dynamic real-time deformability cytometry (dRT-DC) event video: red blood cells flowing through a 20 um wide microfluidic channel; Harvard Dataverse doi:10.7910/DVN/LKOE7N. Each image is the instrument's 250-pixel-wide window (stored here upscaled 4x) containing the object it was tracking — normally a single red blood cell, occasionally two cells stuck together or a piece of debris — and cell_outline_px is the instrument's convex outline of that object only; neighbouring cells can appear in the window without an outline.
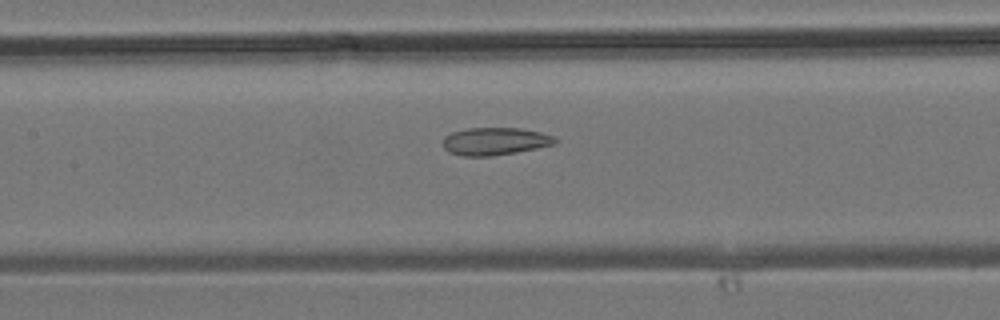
{"species": "common noctule bat (a hibernating species)", "species_latin": "Nyctalus noctula", "temperature_condition": "room temperature", "stored_images_in_passage": 32, "camera_frame_rate_fps": 3000, "um_per_image_px": 0.085, "animal": {"sex": "male", "body_mass_g": 19.2, "forearm_length_mm": 51.8}, "frame": {"image": 1, "passage_image": 10, "time_ms": 3.0, "image_size_px": [1000, 320], "cell_outline_px": [[556, 144], [516, 152], [492, 156], [464, 156], [448, 152], [444, 148], [444, 136], [452, 132], [468, 128], [520, 128], [540, 132], [552, 136], [556, 140]], "centroid_in_image_um": [42.05, 12.01], "position_along_channel_um": 165.4, "area_um2": 17.92}}
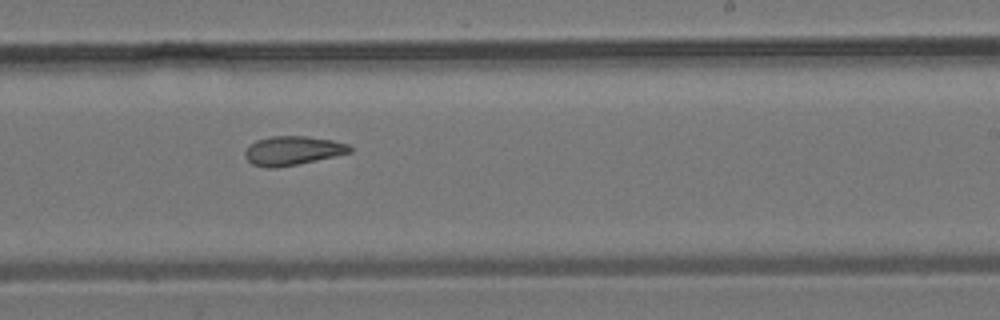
{"frame": {"image": 2, "passage_image": 16, "time_ms": 5.0, "image_size_px": [1000, 320], "cell_outline_px": [[352, 152], [296, 164], [276, 168], [264, 168], [252, 164], [244, 156], [244, 152], [256, 140], [272, 136], [308, 136], [332, 140], [348, 144], [352, 148]], "centroid_in_image_um": [24.86, 12.8], "position_along_channel_um": 264.1, "area_um2": 17.57}}
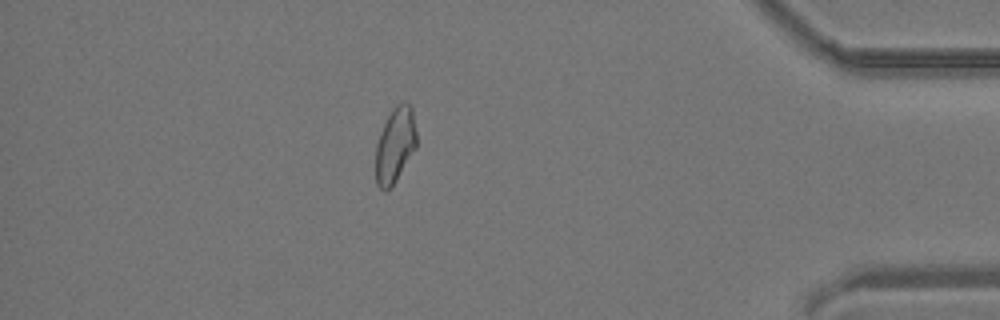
{"frame": {"image": 3, "passage_image": 27, "time_ms": 8.667, "image_size_px": [1000, 320], "cell_outline_px": [[416, 148], [396, 180], [388, 192], [384, 192], [376, 184], [376, 144], [380, 132], [392, 108], [396, 104], [404, 100], [412, 108], [416, 132]], "centroid_in_image_um": [33.58, 12.34], "position_along_channel_um": 401.6, "area_um2": 18.03}}